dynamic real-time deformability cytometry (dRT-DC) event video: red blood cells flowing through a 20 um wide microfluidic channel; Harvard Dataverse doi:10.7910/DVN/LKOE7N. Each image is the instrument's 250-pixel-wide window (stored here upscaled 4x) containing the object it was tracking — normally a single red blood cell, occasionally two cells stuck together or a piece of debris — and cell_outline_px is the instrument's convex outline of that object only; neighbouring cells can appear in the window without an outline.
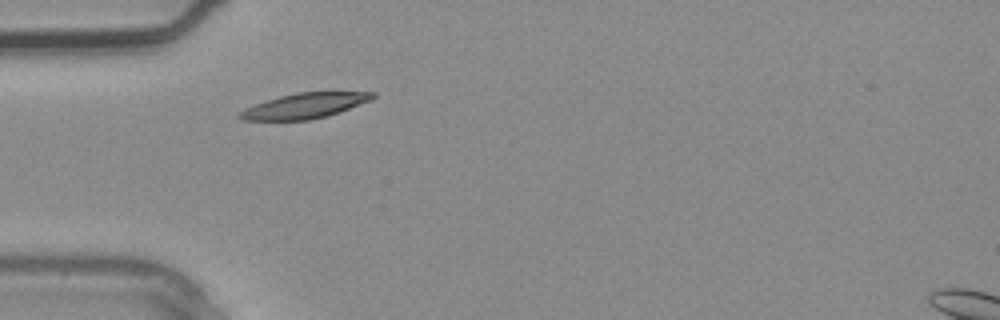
{"species": "common noctule bat (a hibernating species)", "species_latin": "Nyctalus noctula", "temperature_condition": "warm", "stored_images_in_passage": 2, "camera_frame_rate_fps": 3000, "um_per_image_px": 0.085, "animal": {"sex": "male", "body_mass_g": 20.4}, "frame": {"image": 1, "passage_image": 2, "time_ms": 0.333, "image_size_px": [1000, 320], "cell_outline_px": [[376, 96], [372, 100], [340, 112], [328, 116], [308, 120], [244, 120], [236, 116], [240, 112], [256, 104], [280, 96], [296, 92], [328, 88], [376, 92]], "centroid_in_image_um": [26.09, 8.92], "position_along_channel_um": 58.9, "area_um2": 20.58}}